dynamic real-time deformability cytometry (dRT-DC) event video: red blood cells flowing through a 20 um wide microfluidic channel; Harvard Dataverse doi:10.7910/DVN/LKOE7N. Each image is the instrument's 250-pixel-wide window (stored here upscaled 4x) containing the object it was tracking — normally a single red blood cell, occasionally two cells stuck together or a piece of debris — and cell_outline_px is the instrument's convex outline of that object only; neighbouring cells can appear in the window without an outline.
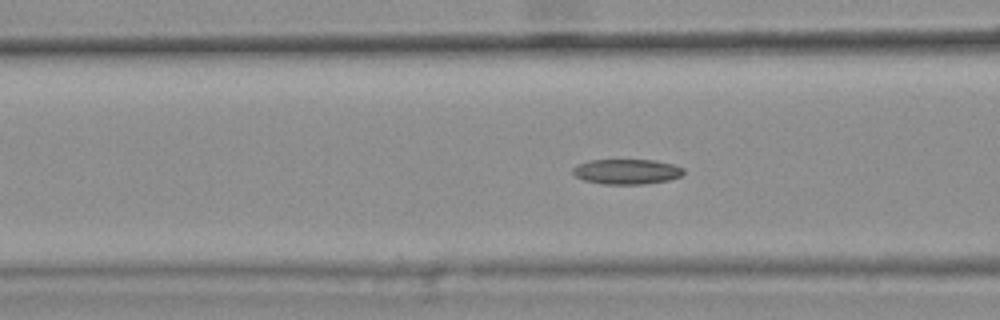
{"species": "common noctule bat (a hibernating species)", "species_latin": "Nyctalus noctula", "temperature_condition": "warm", "stored_images_in_passage": 46, "camera_frame_rate_fps": 3000, "um_per_image_px": 0.085, "animal": {"sex": "female", "body_mass_g": 25.1}, "frame": {"image": 1, "passage_image": 20, "time_ms": 6.333, "image_size_px": [1000, 320], "cell_outline_px": [[684, 172], [680, 176], [668, 180], [644, 184], [604, 184], [584, 180], [576, 176], [572, 172], [572, 168], [576, 164], [588, 160], [656, 160], [672, 164], [684, 168]], "centroid_in_image_um": [53.25, 14.58], "position_along_channel_um": 113.4, "area_um2": 16.24}, "authors_computed_cell_mechanics": {"area_um2": 16.2418, "velocity_mm_per_s": 3.7811, "shape_relaxation_time_tau1_ms": null, "shape_relaxation_time_tau2_ms": 5.7158, "deformation_change_tau1": null, "deformation_change_tau2": 0.1116}}